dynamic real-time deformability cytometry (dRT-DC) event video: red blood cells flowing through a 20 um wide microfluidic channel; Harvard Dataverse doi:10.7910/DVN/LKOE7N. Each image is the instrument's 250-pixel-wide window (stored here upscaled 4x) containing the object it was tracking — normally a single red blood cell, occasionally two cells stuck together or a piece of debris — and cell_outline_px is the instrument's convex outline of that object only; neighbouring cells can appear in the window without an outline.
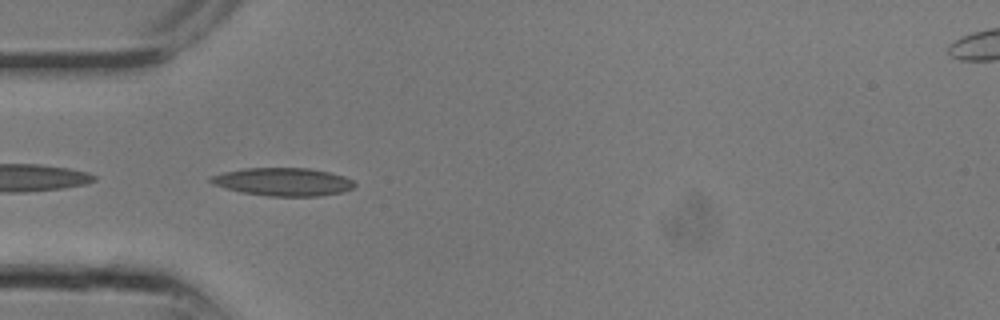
{"species": "common noctule bat (a hibernating species)", "species_latin": "Nyctalus noctula", "temperature_condition": "room temperature", "stored_images_in_passage": 10, "camera_frame_rate_fps": 3000, "um_per_image_px": 0.085, "animal": {"sex": "male", "body_mass_g": 13.3}, "frame": {"image": 1, "passage_image": 7, "time_ms": 2.0, "image_size_px": [1000, 320], "cell_outline_px": [[356, 184], [352, 188], [340, 192], [320, 196], [268, 196], [240, 192], [212, 184], [208, 180], [208, 176], [224, 172], [244, 168], [308, 168], [328, 172], [344, 176], [352, 180]], "centroid_in_image_um": [24.01, 15.45], "position_along_channel_um": 61.0, "area_um2": 23.47}}
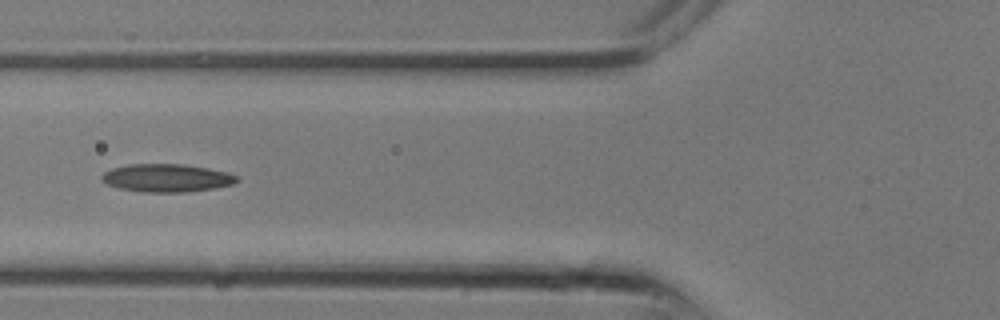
{"frame": {"image": 2, "passage_image": 9, "time_ms": 2.667, "image_size_px": [1000, 320], "cell_outline_px": [[240, 180], [232, 184], [212, 188], [184, 192], [144, 192], [120, 188], [108, 184], [100, 180], [100, 176], [104, 172], [112, 168], [128, 164], [184, 164], [208, 168], [228, 172], [236, 176]], "centroid_in_image_um": [14.15, 15.12], "position_along_channel_um": 111.7, "area_um2": 21.96}}